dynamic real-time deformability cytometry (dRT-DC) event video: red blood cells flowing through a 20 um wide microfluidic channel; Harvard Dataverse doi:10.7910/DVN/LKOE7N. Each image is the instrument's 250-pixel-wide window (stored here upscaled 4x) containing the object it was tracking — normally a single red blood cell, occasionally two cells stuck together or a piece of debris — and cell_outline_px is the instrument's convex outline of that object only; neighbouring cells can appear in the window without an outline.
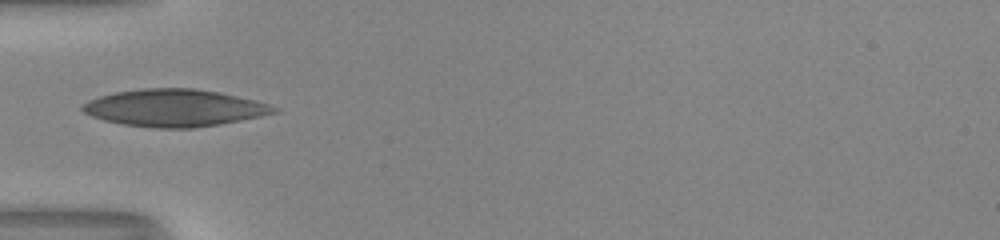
{"species": "human", "species_latin": "Homo sapiens", "temperature_condition": "room temperature", "stored_images_in_passage": 35, "camera_frame_rate_fps": 3000, "um_per_image_px": 0.085, "donor": {"sex": "male"}, "frame": {"image": 1, "passage_image": 1, "time_ms": 0.0, "image_size_px": [1000, 240], "cell_outline_px": [[280, 112], [220, 124], [192, 128], [152, 128], [124, 124], [104, 120], [92, 116], [84, 112], [80, 108], [80, 104], [88, 100], [100, 96], [116, 92], [144, 88], [196, 88], [220, 92], [268, 104], [280, 108]], "centroid_in_image_um": [14.81, 9.17], "position_along_channel_um": 70.2, "area_um2": 41.44}}
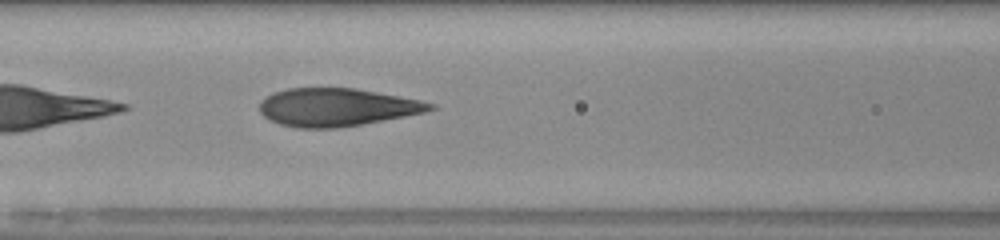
{"frame": {"image": 2, "passage_image": 6, "time_ms": 1.667, "image_size_px": [1000, 240], "cell_outline_px": [[436, 108], [424, 112], [404, 116], [360, 124], [336, 128], [296, 128], [280, 124], [264, 116], [260, 112], [260, 100], [264, 96], [272, 92], [288, 88], [356, 88], [420, 100], [436, 104]], "centroid_in_image_um": [28.58, 9.1], "position_along_channel_um": 138.0, "area_um2": 37.57}}
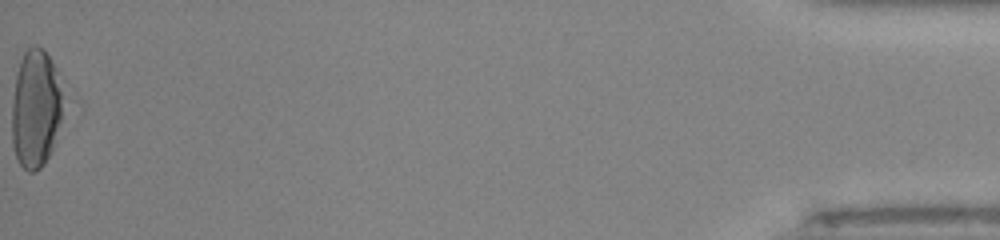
{"frame": {"image": 3, "passage_image": 35, "time_ms": 11.333, "image_size_px": [1000, 240], "cell_outline_px": [[68, 116], [56, 144], [44, 164], [36, 172], [28, 172], [20, 164], [16, 156], [12, 144], [12, 104], [16, 76], [20, 60], [24, 52], [32, 44], [36, 44], [44, 48], [52, 60], [56, 68]], "centroid_in_image_um": [3.12, 9.26], "position_along_channel_um": 432.1, "area_um2": 37.11}, "authors_computed_cell_mechanics": {"area_um2": 38.148, "velocity_mm_per_s": 4.0901, "shape_relaxation_time_tau1_ms": 5.0082, "shape_relaxation_time_tau2_ms": 0.869, "deformation_change_tau1": 0.1987, "deformation_change_tau2": 0.0726}}